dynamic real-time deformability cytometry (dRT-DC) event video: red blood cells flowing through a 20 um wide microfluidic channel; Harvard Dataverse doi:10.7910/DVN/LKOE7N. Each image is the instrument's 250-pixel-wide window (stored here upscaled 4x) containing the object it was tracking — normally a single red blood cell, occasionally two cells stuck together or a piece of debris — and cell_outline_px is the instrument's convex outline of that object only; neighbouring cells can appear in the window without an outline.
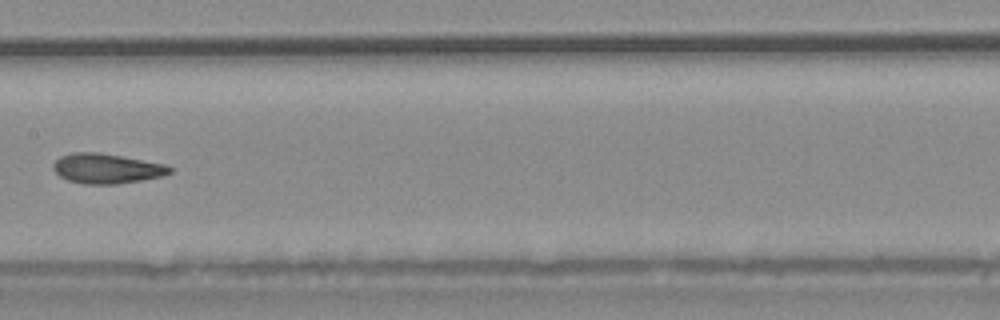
{"species": "common noctule bat (a hibernating species)", "species_latin": "Nyctalus noctula", "temperature_condition": "warm", "stored_images_in_passage": 7, "camera_frame_rate_fps": 3000, "um_per_image_px": 0.085, "animal": {"sex": "male", "body_mass_g": 20.4}, "frame": {"image": 1, "passage_image": 7, "time_ms": 2.0, "image_size_px": [1000, 320], "cell_outline_px": [[172, 172], [164, 176], [116, 184], [84, 184], [68, 180], [60, 176], [52, 168], [52, 164], [60, 156], [72, 152], [100, 152], [164, 164], [172, 168]], "centroid_in_image_um": [9.04, 14.32], "position_along_channel_um": 198.4, "area_um2": 20.29}}